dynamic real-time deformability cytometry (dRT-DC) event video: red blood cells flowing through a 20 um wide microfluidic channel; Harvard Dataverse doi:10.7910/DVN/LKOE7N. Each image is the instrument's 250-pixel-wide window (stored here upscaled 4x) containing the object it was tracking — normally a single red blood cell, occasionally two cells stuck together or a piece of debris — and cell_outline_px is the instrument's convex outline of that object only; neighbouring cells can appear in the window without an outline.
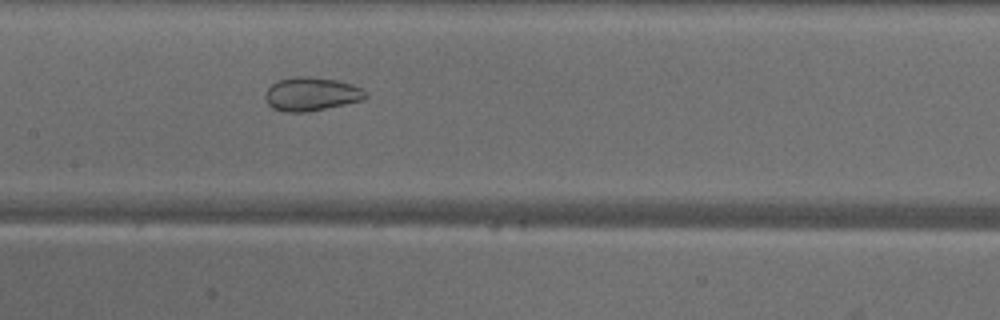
{"species": "common noctule bat (a hibernating species)", "species_latin": "Nyctalus noctula", "temperature_condition": "warm", "stored_images_in_passage": 47, "camera_frame_rate_fps": 3000, "um_per_image_px": 0.085, "animal": {"sex": "male", "body_mass_g": 18.8}, "frame": {"image": 1, "passage_image": 22, "time_ms": 7.0, "image_size_px": [1000, 320], "cell_outline_px": [[368, 96], [364, 100], [304, 112], [284, 112], [272, 108], [268, 104], [264, 96], [264, 92], [272, 84], [280, 80], [296, 76], [312, 76], [336, 80], [352, 84], [368, 92]], "centroid_in_image_um": [26.46, 7.99], "position_along_channel_um": 180.9, "area_um2": 19.65}}
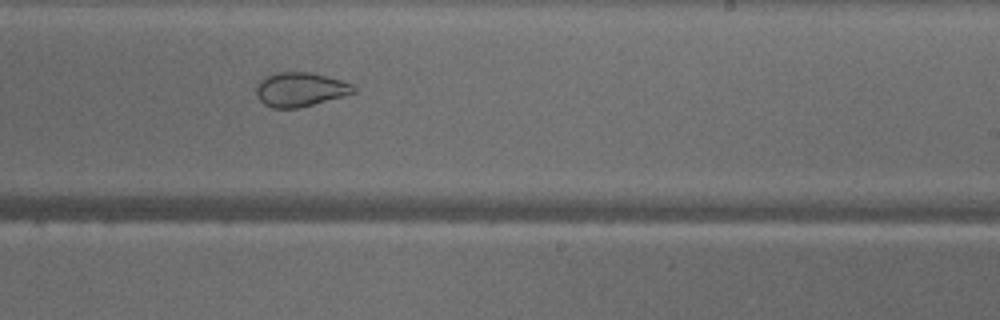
{"frame": {"image": 2, "passage_image": 28, "time_ms": 9.0, "image_size_px": [1000, 320], "cell_outline_px": [[356, 92], [344, 96], [300, 108], [272, 108], [264, 104], [260, 100], [256, 92], [256, 84], [264, 76], [276, 72], [312, 72], [328, 76], [352, 84], [356, 88]], "centroid_in_image_um": [25.51, 7.6], "position_along_channel_um": 263.5, "area_um2": 19.59}}
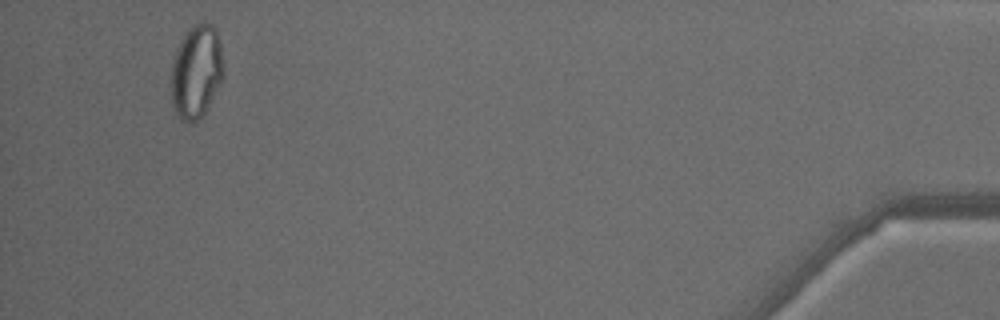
{"frame": {"image": 3, "passage_image": 45, "time_ms": 14.667, "image_size_px": [1000, 320], "cell_outline_px": [[224, 76], [208, 108], [192, 124], [188, 124], [180, 120], [176, 116], [172, 104], [168, 84], [172, 60], [176, 48], [180, 40], [188, 28], [192, 24], [200, 20], [204, 20], [212, 24], [216, 28], [220, 44], [224, 64]], "centroid_in_image_um": [16.65, 6.07], "position_along_channel_um": 418.6, "area_um2": 29.88}, "authors_computed_cell_mechanics": {"area_um2": 26.1834, "velocity_mm_per_s": 4.1443, "shape_relaxation_time_tau1_ms": null, "shape_relaxation_time_tau2_ms": 1.1093, "deformation_change_tau1": null, "deformation_change_tau2": 0.0667}}